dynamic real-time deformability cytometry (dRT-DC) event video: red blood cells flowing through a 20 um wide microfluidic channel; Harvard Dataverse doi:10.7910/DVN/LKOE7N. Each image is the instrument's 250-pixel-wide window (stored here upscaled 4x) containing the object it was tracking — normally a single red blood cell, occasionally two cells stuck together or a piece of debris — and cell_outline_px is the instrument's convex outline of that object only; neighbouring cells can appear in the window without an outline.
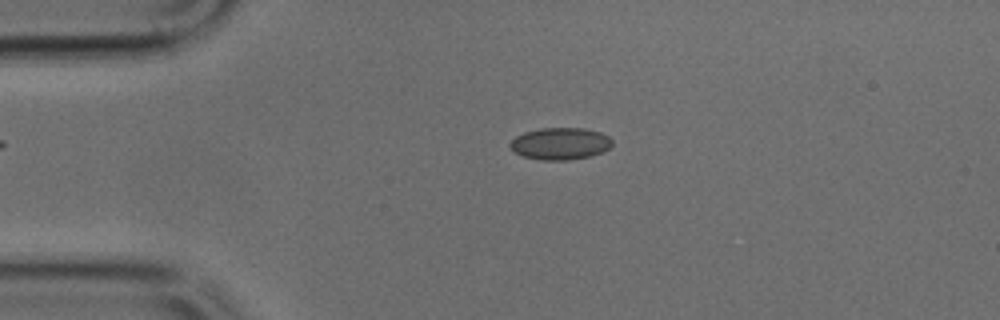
{"species": "common noctule bat (a hibernating species)", "species_latin": "Nyctalus noctula", "temperature_condition": "cold", "stored_images_in_passage": 35, "camera_frame_rate_fps": 3000, "um_per_image_px": 0.085, "animal": {"sex": "male", "body_mass_g": 17.9, "forearm_length_mm": 54.2}, "frame": {"image": 1, "passage_image": 3, "time_ms": 0.667, "image_size_px": [1000, 320], "cell_outline_px": [[612, 144], [604, 152], [588, 156], [568, 160], [540, 160], [524, 156], [516, 152], [508, 144], [516, 136], [524, 132], [540, 128], [584, 128], [600, 132], [608, 136], [612, 140]], "centroid_in_image_um": [47.63, 12.2], "position_along_channel_um": 37.4, "area_um2": 18.96}}
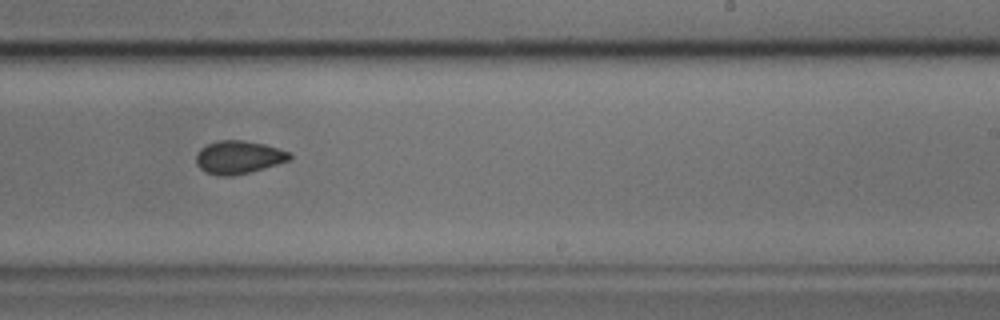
{"frame": {"image": 2, "passage_image": 22, "time_ms": 7.0, "image_size_px": [1000, 320], "cell_outline_px": [[292, 156], [288, 160], [264, 168], [232, 176], [220, 176], [208, 172], [200, 168], [196, 164], [196, 152], [200, 148], [216, 140], [244, 140], [264, 144], [292, 152]], "centroid_in_image_um": [20.26, 13.35], "position_along_channel_um": 268.7, "area_um2": 17.98}}
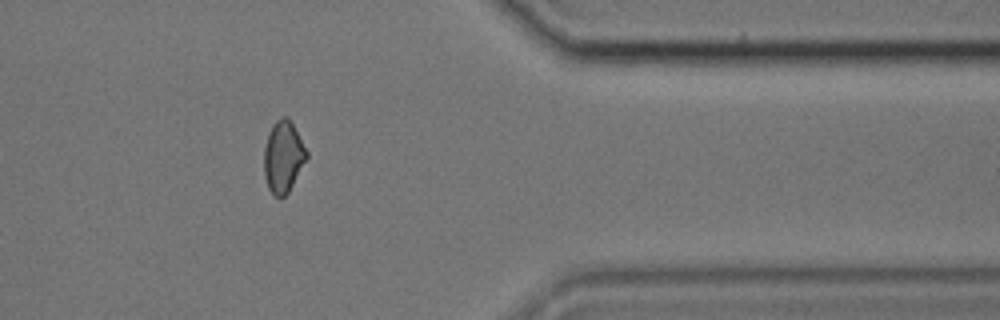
{"frame": {"image": 3, "passage_image": 32, "time_ms": 10.333, "image_size_px": [1000, 320], "cell_outline_px": [[308, 156], [288, 192], [280, 200], [272, 196], [268, 188], [264, 176], [264, 148], [268, 132], [272, 124], [276, 120], [284, 116], [288, 116], [308, 152]], "centroid_in_image_um": [24.05, 13.34], "position_along_channel_um": 387.4, "area_um2": 17.92}}